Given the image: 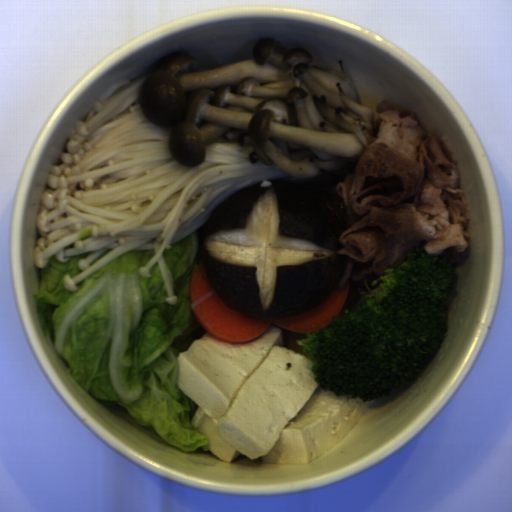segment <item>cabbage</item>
Segmentation results:
<instances>
[{
    "label": "cabbage",
    "mask_w": 512,
    "mask_h": 512,
    "mask_svg": "<svg viewBox=\"0 0 512 512\" xmlns=\"http://www.w3.org/2000/svg\"><path fill=\"white\" fill-rule=\"evenodd\" d=\"M203 227L166 248L176 303L168 297L158 261L139 269L154 250L125 252L66 290L63 277L78 259L51 257L33 295L37 321L74 380L96 399L125 408L139 426L179 452L212 451L192 427L197 404L177 385L178 355L207 331L190 302L195 269L203 263Z\"/></svg>",
    "instance_id": "4295e07d"
}]
</instances>
